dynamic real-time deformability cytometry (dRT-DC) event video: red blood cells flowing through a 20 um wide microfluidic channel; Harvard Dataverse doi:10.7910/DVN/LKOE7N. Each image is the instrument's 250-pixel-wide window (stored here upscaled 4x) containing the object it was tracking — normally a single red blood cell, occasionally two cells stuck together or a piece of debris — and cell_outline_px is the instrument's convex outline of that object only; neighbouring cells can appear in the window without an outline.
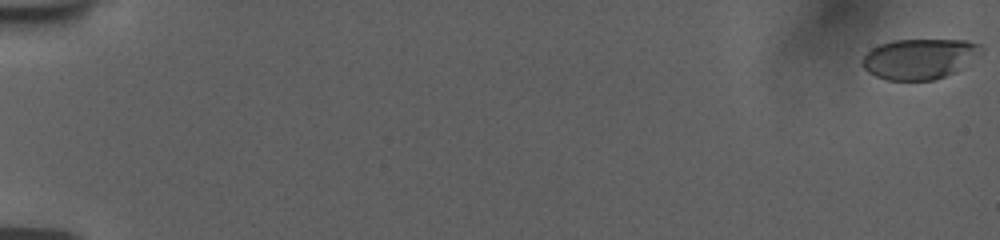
{"species": "human", "species_latin": "Homo sapiens", "temperature_condition": "room temperature", "stored_images_in_passage": 57, "camera_frame_rate_fps": 3000, "um_per_image_px": 0.085, "donor": {"sex": "female"}, "frame": {"image": 1, "passage_image": 1, "time_ms": 0.0, "image_size_px": [1000, 240], "cell_outline_px": [[980, 44], [956, 72], [932, 80], [888, 80], [876, 76], [868, 72], [864, 68], [864, 56], [872, 48], [880, 44], [892, 40], [964, 40]], "centroid_in_image_um": [78.01, 5.0], "position_along_channel_um": 7.0, "area_um2": 26.76}}
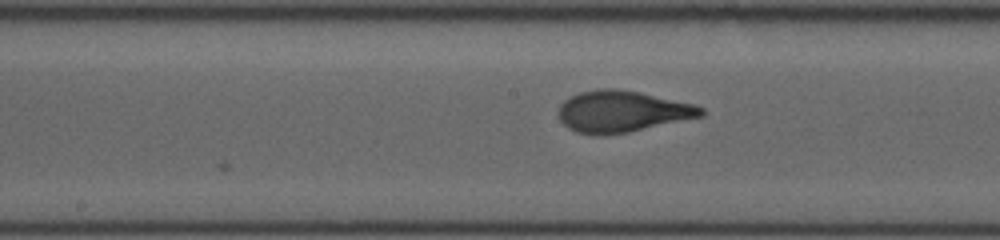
{"frame": {"image": 2, "passage_image": 32, "time_ms": 10.333, "image_size_px": [1000, 240], "cell_outline_px": [[704, 116], [628, 132], [576, 132], [568, 128], [560, 120], [560, 104], [564, 100], [580, 92], [600, 88], [612, 88], [640, 92], [692, 104], [704, 108]], "centroid_in_image_um": [52.91, 9.44], "position_along_channel_um": 195.3, "area_um2": 33.47}}
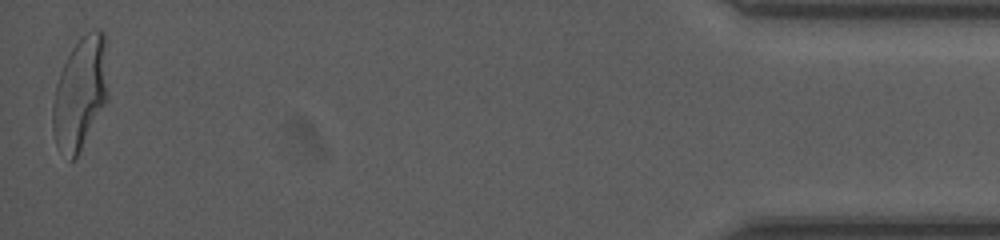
{"frame": {"image": 3, "passage_image": 57, "time_ms": 18.667, "image_size_px": [1000, 240], "cell_outline_px": [[108, 100], [76, 156], [72, 160], [56, 144], [52, 128], [52, 104], [56, 84], [60, 72], [72, 48], [88, 32], [96, 28], [104, 32], [108, 36]], "centroid_in_image_um": [6.87, 7.83], "position_along_channel_um": 428.3, "area_um2": 36.41}, "authors_computed_cell_mechanics": {"area_um2": 33.1194, "velocity_mm_per_s": 3.7596, "shape_relaxation_time_tau1_ms": 4.7871, "shape_relaxation_time_tau2_ms": null, "deformation_change_tau1": 0.2277, "deformation_change_tau2": null}}